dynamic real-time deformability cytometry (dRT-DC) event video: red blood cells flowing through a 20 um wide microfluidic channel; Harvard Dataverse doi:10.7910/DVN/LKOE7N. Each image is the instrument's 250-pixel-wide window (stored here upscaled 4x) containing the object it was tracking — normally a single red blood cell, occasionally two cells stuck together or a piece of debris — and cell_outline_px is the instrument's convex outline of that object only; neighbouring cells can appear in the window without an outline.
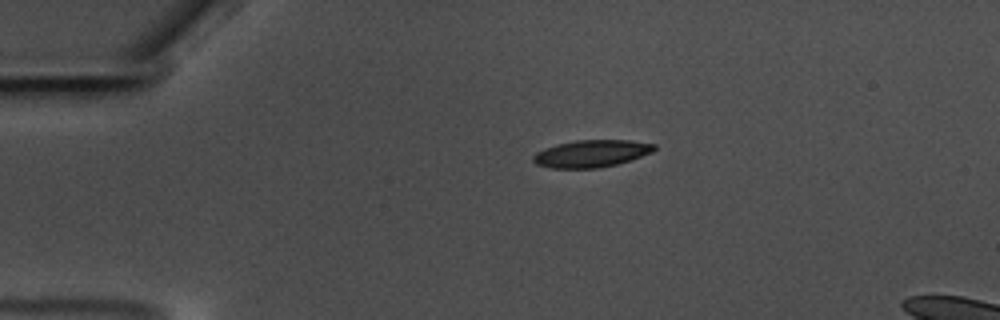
{"species": "common noctule bat (a hibernating species)", "species_latin": "Nyctalus noctula", "temperature_condition": "warm", "stored_images_in_passage": 48, "segment_of_instrument_passage": [1, 2], "camera_frame_rate_fps": 3000, "um_per_image_px": 0.085, "animal": {"sex": "male", "body_mass_g": 17.5, "forearm_length_mm": 52.3}, "frame": {"image": 1, "passage_image": 1, "time_ms": 0.0, "image_size_px": [1000, 320], "cell_outline_px": [[656, 148], [652, 152], [616, 164], [600, 168], [552, 168], [536, 164], [532, 160], [532, 156], [536, 152], [544, 148], [556, 144], [576, 140], [628, 140], [656, 144]], "centroid_in_image_um": [50.23, 13.05], "position_along_channel_um": 34.8, "area_um2": 19.13}}
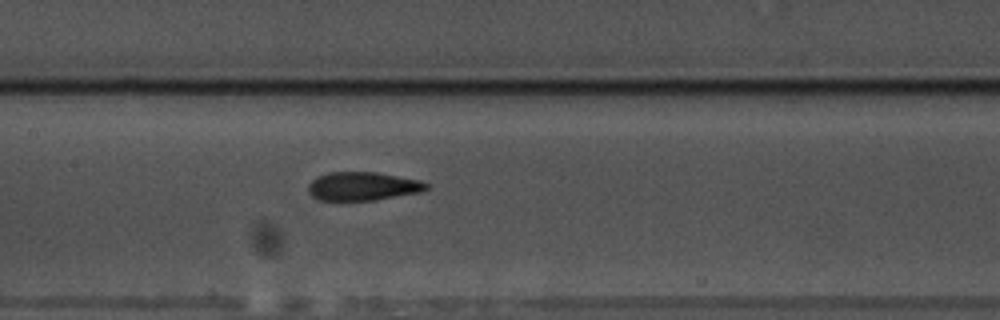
{"frame": {"image": 2, "passage_image": 17, "time_ms": 5.333, "image_size_px": [1000, 320], "cell_outline_px": [[428, 188], [420, 192], [372, 200], [316, 200], [308, 192], [308, 184], [316, 176], [328, 172], [376, 172], [420, 180], [428, 184]], "centroid_in_image_um": [30.78, 15.82], "position_along_channel_um": 176.6, "area_um2": 19.59}}
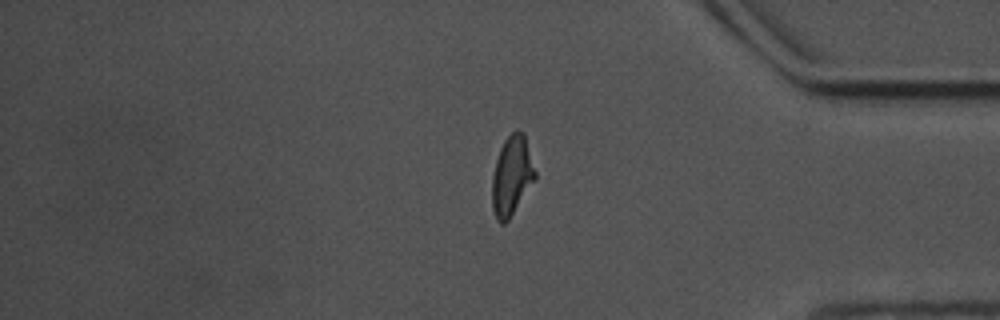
{"frame": {"image": 3, "passage_image": 37, "time_ms": 12.0, "image_size_px": [1000, 320], "cell_outline_px": [[536, 180], [508, 220], [504, 224], [500, 224], [496, 220], [492, 208], [492, 176], [496, 160], [500, 148], [504, 140], [516, 128], [524, 132], [536, 172]], "centroid_in_image_um": [43.51, 14.94], "position_along_channel_um": 391.7, "area_um2": 20.17}}